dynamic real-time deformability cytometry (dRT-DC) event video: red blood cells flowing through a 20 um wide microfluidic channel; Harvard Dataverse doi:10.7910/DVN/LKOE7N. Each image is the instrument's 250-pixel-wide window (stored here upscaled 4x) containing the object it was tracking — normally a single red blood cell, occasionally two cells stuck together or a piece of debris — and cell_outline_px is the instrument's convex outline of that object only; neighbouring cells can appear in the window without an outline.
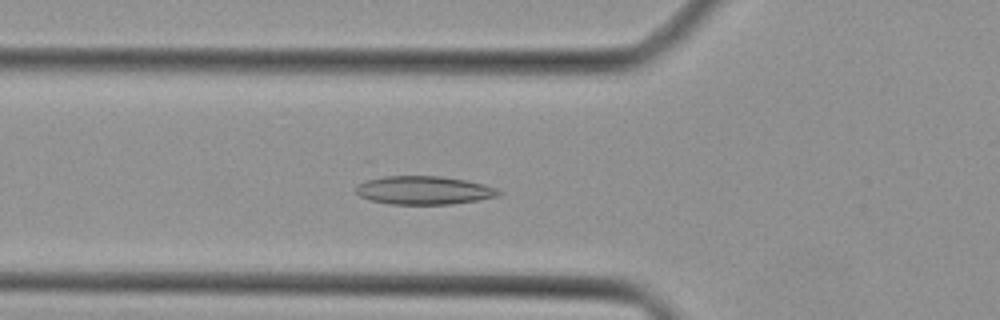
{"species": "Egyptian fruit bat (a non-hibernating species)", "species_latin": "Rousettus aegyptiacus", "temperature_condition": "cold", "stored_images_in_passage": 42, "camera_frame_rate_fps": 3000, "um_per_image_px": 0.085, "animal": {"sex": "female"}, "frame": {"image": 1, "passage_image": 14, "time_ms": 4.333, "image_size_px": [1000, 320], "cell_outline_px": [[504, 192], [500, 196], [452, 204], [388, 204], [368, 200], [360, 196], [356, 192], [356, 184], [368, 180], [384, 176], [440, 176], [464, 180], [484, 184], [496, 188]], "centroid_in_image_um": [36.03, 16.18], "position_along_channel_um": 89.8, "area_um2": 23.7}}
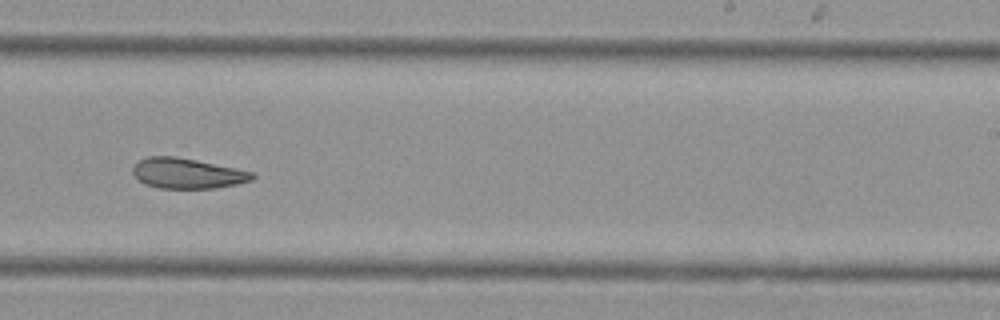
{"frame": {"image": 2, "passage_image": 26, "time_ms": 8.333, "image_size_px": [1000, 320], "cell_outline_px": [[256, 176], [252, 180], [236, 184], [216, 188], [160, 188], [144, 184], [132, 172], [132, 168], [140, 160], [148, 156], [176, 156], [256, 172]], "centroid_in_image_um": [15.95, 14.73], "position_along_channel_um": 273.0, "area_um2": 21.1}}
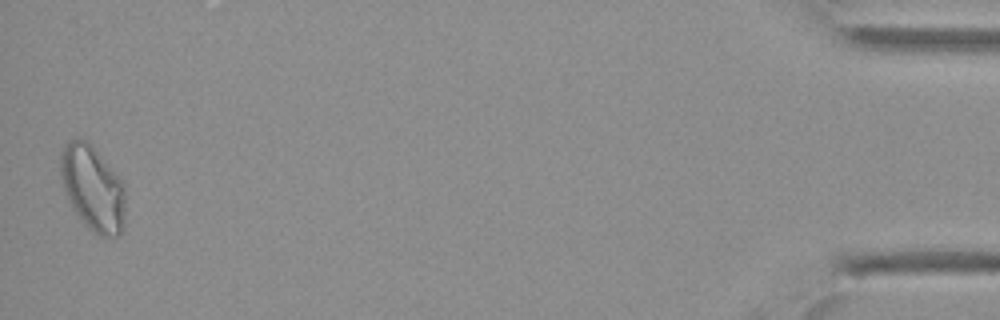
{"frame": {"image": 3, "passage_image": 42, "time_ms": 13.667, "image_size_px": [1000, 320], "cell_outline_px": [[124, 228], [120, 236], [100, 236], [88, 228], [84, 224], [72, 208], [68, 200], [60, 176], [60, 152], [64, 144], [76, 136], [88, 140], [92, 144], [124, 184]], "centroid_in_image_um": [7.86, 15.97], "position_along_channel_um": 427.3, "area_um2": 32.54}}